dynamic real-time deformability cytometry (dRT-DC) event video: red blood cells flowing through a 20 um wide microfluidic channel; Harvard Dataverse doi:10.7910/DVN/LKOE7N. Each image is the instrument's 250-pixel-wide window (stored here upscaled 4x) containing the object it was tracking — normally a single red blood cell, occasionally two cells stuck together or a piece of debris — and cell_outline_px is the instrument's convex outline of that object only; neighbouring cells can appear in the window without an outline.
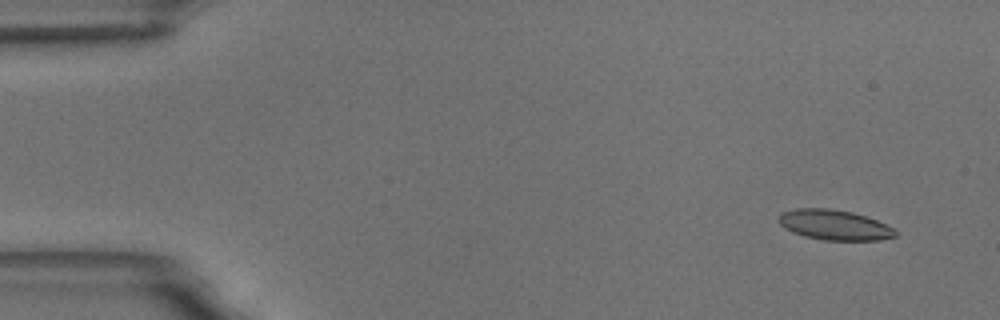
{"species": "common noctule bat (a hibernating species)", "species_latin": "Nyctalus noctula", "temperature_condition": "room temperature", "stored_images_in_passage": 6, "camera_frame_rate_fps": 3000, "um_per_image_px": 0.085, "animal": {"sex": "male", "body_mass_g": 18.8}, "frame": {"image": 1, "passage_image": 1, "time_ms": 0.0, "image_size_px": [1000, 320], "cell_outline_px": [[896, 236], [880, 240], [824, 240], [804, 236], [792, 232], [784, 228], [776, 220], [784, 212], [796, 208], [828, 208], [852, 212], [868, 216], [892, 228], [896, 232]], "centroid_in_image_um": [70.9, 19.11], "position_along_channel_um": 14.1, "area_um2": 20.46}}
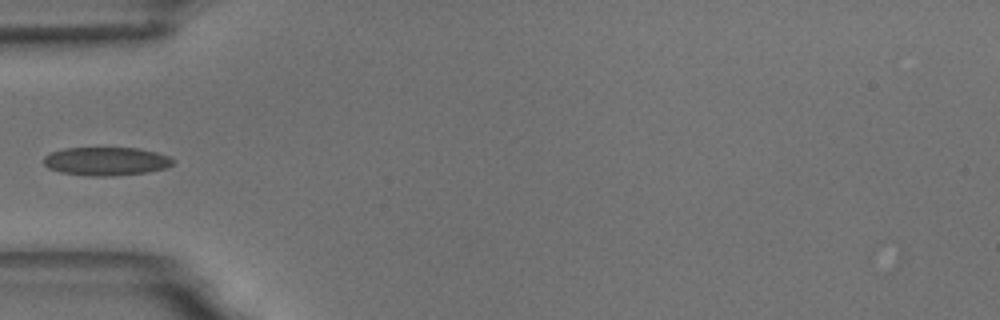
{"frame": {"image": 2, "passage_image": 5, "time_ms": 5.0, "image_size_px": [1000, 320], "cell_outline_px": [[176, 160], [172, 164], [164, 168], [148, 172], [112, 176], [88, 176], [60, 172], [48, 168], [44, 164], [44, 156], [52, 152], [64, 148], [136, 148], [156, 152], [168, 156]], "centroid_in_image_um": [9.01, 13.71], "position_along_channel_um": 76.0, "area_um2": 21.39}}
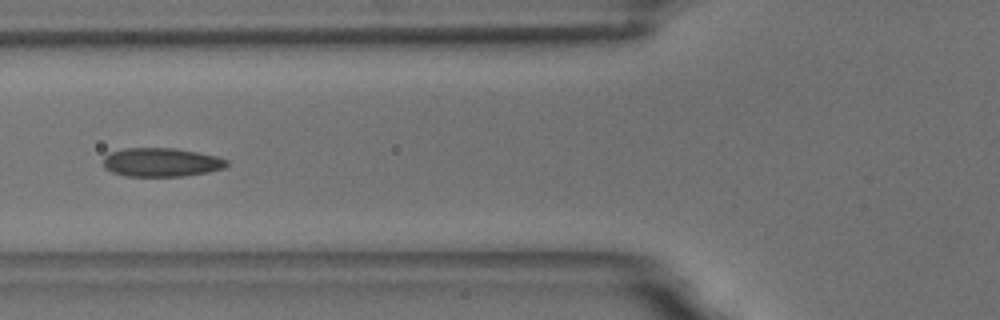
{"frame": {"image": 3, "passage_image": 6, "time_ms": 6.0, "image_size_px": [1000, 320], "cell_outline_px": [[228, 164], [224, 168], [208, 172], [184, 176], [124, 176], [112, 172], [104, 168], [104, 156], [112, 152], [124, 148], [176, 148], [216, 156], [228, 160]], "centroid_in_image_um": [13.71, 13.8], "position_along_channel_um": 112.1, "area_um2": 20.69}}